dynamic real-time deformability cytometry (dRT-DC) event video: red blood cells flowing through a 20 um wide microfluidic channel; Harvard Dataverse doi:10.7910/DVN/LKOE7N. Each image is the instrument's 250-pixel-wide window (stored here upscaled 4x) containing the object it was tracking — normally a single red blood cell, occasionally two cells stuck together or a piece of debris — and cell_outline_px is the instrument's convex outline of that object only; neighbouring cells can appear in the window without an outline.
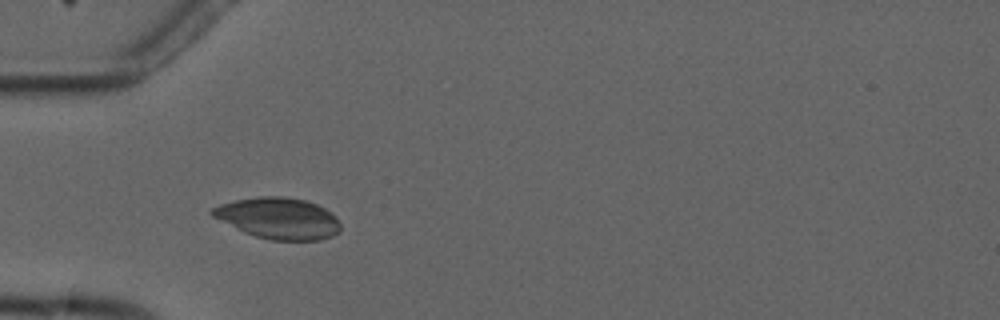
{"species": "common noctule bat (a hibernating species)", "species_latin": "Nyctalus noctula", "temperature_condition": "cold", "stored_images_in_passage": 5, "camera_frame_rate_fps": 3000, "um_per_image_px": 0.085, "animal": {"sex": "male", "forearm_length_mm": 52.5}, "frame": {"image": 1, "passage_image": 4, "time_ms": 3.667, "image_size_px": [1000, 320], "cell_outline_px": [[340, 232], [332, 236], [320, 240], [272, 240], [256, 236], [244, 232], [212, 216], [208, 212], [212, 208], [220, 204], [236, 200], [260, 196], [284, 196], [304, 200], [316, 204], [332, 212], [336, 216], [340, 224]], "centroid_in_image_um": [23.69, 18.55], "position_along_channel_um": 61.3, "area_um2": 30.81}}
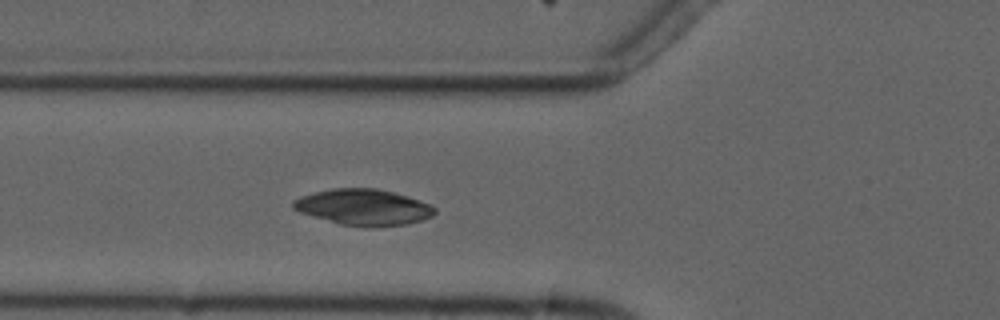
{"frame": {"image": 2, "passage_image": 5, "time_ms": 4.667, "image_size_px": [1000, 320], "cell_outline_px": [[436, 212], [432, 216], [408, 224], [372, 228], [340, 224], [300, 212], [292, 208], [292, 200], [300, 196], [332, 188], [376, 188], [408, 196], [432, 204], [436, 208]], "centroid_in_image_um": [30.92, 17.61], "position_along_channel_um": 94.9, "area_um2": 29.88}}